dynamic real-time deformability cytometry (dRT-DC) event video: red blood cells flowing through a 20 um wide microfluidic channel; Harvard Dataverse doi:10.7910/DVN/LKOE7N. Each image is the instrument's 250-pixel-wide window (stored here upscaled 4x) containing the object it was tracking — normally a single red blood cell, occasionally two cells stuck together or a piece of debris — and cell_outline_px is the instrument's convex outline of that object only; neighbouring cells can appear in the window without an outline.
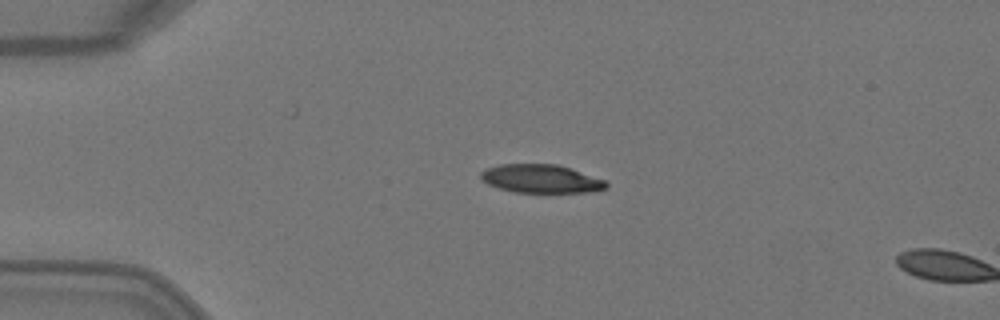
{"species": "Egyptian fruit bat (a non-hibernating species)", "species_latin": "Rousettus aegyptiacus", "temperature_condition": "warm", "stored_images_in_passage": 4, "camera_frame_rate_fps": 3000, "um_per_image_px": 0.085, "animal": {"sex": "female"}, "frame": {"image": 1, "passage_image": 3, "time_ms": 0.667, "image_size_px": [1000, 320], "cell_outline_px": [[608, 188], [592, 192], [516, 192], [500, 188], [488, 184], [480, 176], [480, 172], [488, 168], [500, 164], [556, 164], [604, 180], [608, 184]], "centroid_in_image_um": [45.99, 15.2], "position_along_channel_um": 39.0, "area_um2": 20.4}}